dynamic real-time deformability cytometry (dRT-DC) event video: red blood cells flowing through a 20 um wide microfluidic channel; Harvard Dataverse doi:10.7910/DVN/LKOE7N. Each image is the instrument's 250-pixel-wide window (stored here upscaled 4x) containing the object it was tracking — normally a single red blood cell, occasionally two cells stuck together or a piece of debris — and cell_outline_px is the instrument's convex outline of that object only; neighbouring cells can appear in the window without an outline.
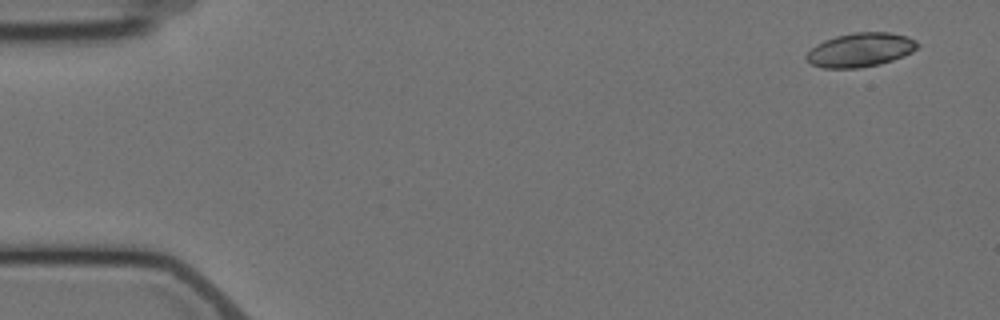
{"species": "Egyptian fruit bat (a non-hibernating species)", "species_latin": "Rousettus aegyptiacus", "temperature_condition": "cold", "stored_images_in_passage": 5, "camera_frame_rate_fps": 3000, "um_per_image_px": 0.085, "animal": {"sex": "female"}, "frame": {"image": 1, "passage_image": 1, "time_ms": 0.0, "image_size_px": [1000, 320], "cell_outline_px": [[920, 44], [912, 52], [904, 56], [880, 64], [860, 68], [824, 68], [812, 64], [804, 56], [816, 44], [824, 40], [836, 36], [852, 32], [888, 32], [908, 36], [916, 40]], "centroid_in_image_um": [73.15, 4.23], "position_along_channel_um": 11.9, "area_um2": 22.08}}
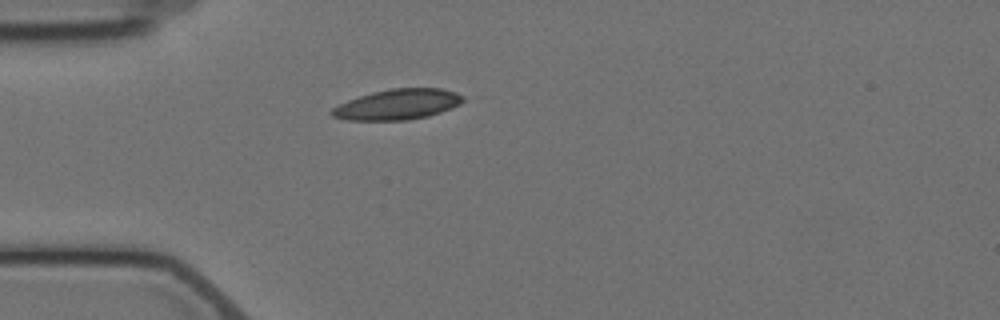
{"frame": {"image": 2, "passage_image": 4, "time_ms": 4.333, "image_size_px": [1000, 320], "cell_outline_px": [[464, 100], [460, 104], [452, 108], [428, 116], [408, 120], [348, 120], [332, 116], [328, 112], [332, 108], [348, 100], [372, 92], [392, 88], [440, 88], [456, 92], [464, 96]], "centroid_in_image_um": [33.81, 8.87], "position_along_channel_um": 51.2, "area_um2": 23.29}}